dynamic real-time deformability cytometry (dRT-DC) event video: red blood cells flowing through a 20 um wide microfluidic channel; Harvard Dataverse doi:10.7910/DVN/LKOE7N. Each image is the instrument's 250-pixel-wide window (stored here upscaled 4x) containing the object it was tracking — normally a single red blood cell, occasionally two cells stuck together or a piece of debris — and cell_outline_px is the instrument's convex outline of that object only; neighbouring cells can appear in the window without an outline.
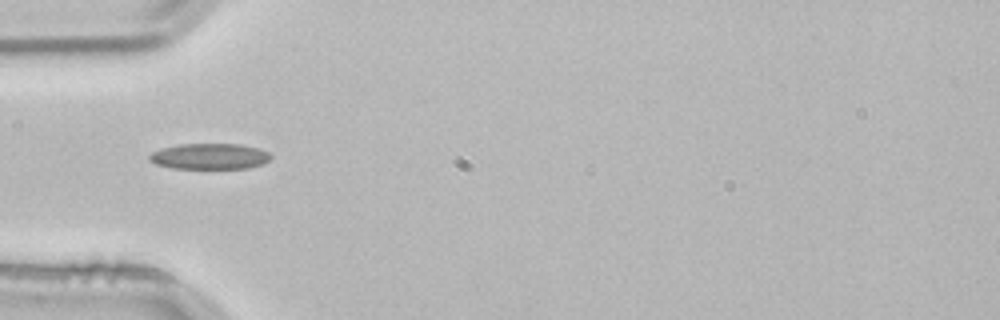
{"species": "common noctule bat (a hibernating species)", "species_latin": "Nyctalus noctula", "temperature_condition": "room temperature", "stored_images_in_passage": 1, "camera_frame_rate_fps": 3000, "um_per_image_px": 0.085, "animal": {"sex": "male", "body_mass_g": 21.5, "forearm_length_mm": 52.0}, "frame": {"image": 1, "passage_image": 1, "time_ms": 0.0, "image_size_px": [1000, 320], "cell_outline_px": [[272, 156], [264, 164], [248, 168], [172, 168], [156, 164], [148, 160], [148, 156], [152, 152], [160, 148], [180, 144], [240, 144], [260, 148], [268, 152]], "centroid_in_image_um": [17.82, 13.28], "position_along_channel_um": 67.2, "area_um2": 18.38}}